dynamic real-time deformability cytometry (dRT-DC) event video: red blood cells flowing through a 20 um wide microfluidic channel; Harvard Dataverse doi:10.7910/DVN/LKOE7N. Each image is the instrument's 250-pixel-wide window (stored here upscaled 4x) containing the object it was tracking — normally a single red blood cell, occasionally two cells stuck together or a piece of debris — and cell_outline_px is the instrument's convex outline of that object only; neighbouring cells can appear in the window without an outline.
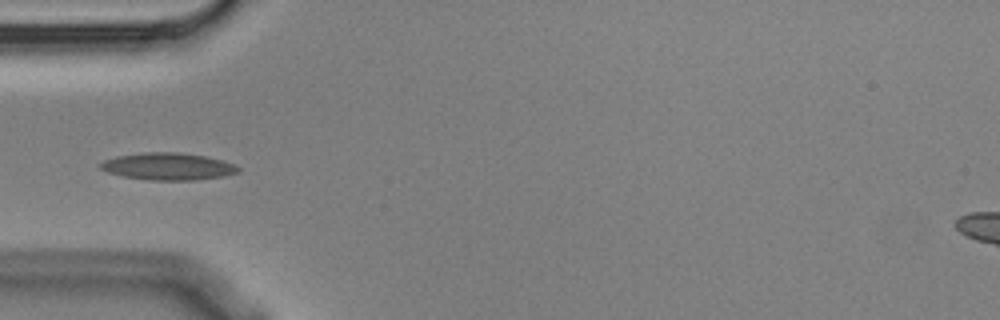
{"species": "Egyptian fruit bat (a non-hibernating species)", "species_latin": "Rousettus aegyptiacus", "temperature_condition": "cold", "stored_images_in_passage": 13, "camera_frame_rate_fps": 3000, "um_per_image_px": 0.085, "animal": {"sex": "male"}, "frame": {"image": 1, "passage_image": 3, "time_ms": 0.667, "image_size_px": [1000, 320], "cell_outline_px": [[240, 172], [224, 176], [196, 180], [148, 180], [124, 176], [108, 172], [100, 168], [96, 164], [104, 160], [116, 156], [144, 152], [176, 152], [204, 156], [224, 160], [236, 164], [240, 168]], "centroid_in_image_um": [14.3, 14.14], "position_along_channel_um": 70.7, "area_um2": 21.96}}
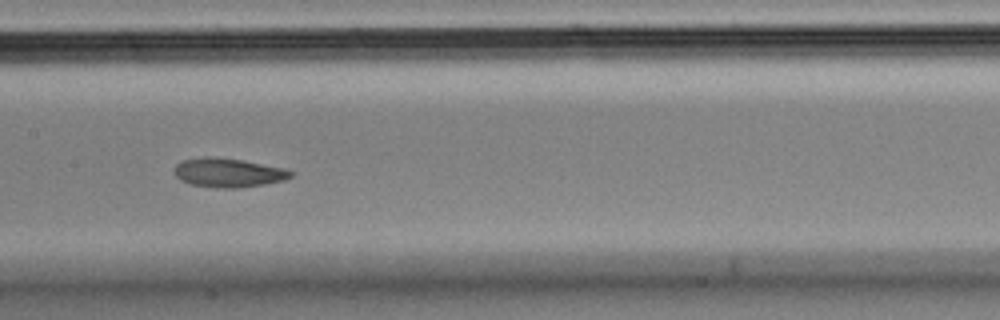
{"frame": {"image": 2, "passage_image": 6, "time_ms": 1.667, "image_size_px": [1000, 320], "cell_outline_px": [[292, 176], [284, 180], [264, 184], [236, 188], [224, 188], [192, 184], [180, 180], [176, 176], [172, 168], [176, 164], [184, 160], [216, 156], [240, 160], [284, 168], [292, 172]], "centroid_in_image_um": [19.38, 14.68], "position_along_channel_um": 188.0, "area_um2": 19.36}}
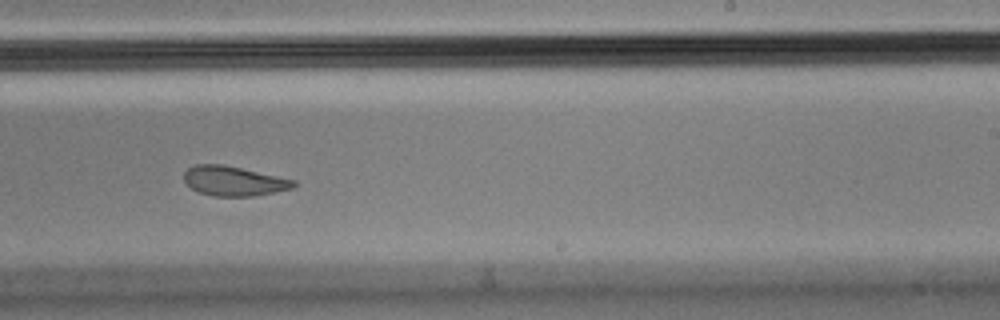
{"frame": {"image": 3, "passage_image": 8, "time_ms": 2.333, "image_size_px": [1000, 320], "cell_outline_px": [[296, 184], [292, 188], [252, 196], [212, 196], [200, 192], [192, 188], [184, 180], [184, 172], [188, 168], [196, 164], [224, 164], [296, 180]], "centroid_in_image_um": [19.86, 15.37], "position_along_channel_um": 269.1, "area_um2": 18.79}}